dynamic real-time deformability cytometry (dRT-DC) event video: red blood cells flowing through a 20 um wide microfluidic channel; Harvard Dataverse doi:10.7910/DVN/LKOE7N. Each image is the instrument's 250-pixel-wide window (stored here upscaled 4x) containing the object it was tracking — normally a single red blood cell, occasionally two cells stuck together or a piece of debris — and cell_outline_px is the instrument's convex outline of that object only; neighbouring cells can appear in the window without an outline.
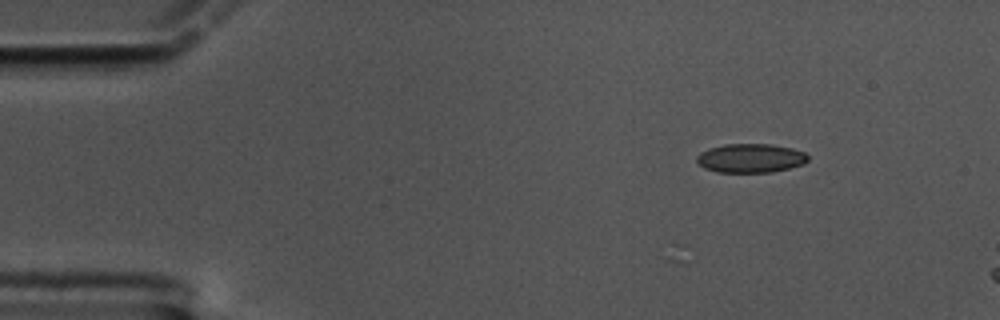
{"species": "common noctule bat (a hibernating species)", "species_latin": "Nyctalus noctula", "temperature_condition": "cold", "stored_images_in_passage": 3, "camera_frame_rate_fps": 3000, "um_per_image_px": 0.085, "animal": {"sex": "male", "body_mass_g": 17.5, "forearm_length_mm": 52.3}, "frame": {"image": 1, "passage_image": 1, "time_ms": 0.0, "image_size_px": [1000, 320], "cell_outline_px": [[808, 160], [804, 164], [772, 172], [716, 172], [704, 168], [696, 160], [696, 156], [700, 152], [708, 148], [724, 144], [768, 144], [792, 148], [804, 152], [808, 156]], "centroid_in_image_um": [63.78, 13.44], "position_along_channel_um": 21.2, "area_um2": 18.79}}